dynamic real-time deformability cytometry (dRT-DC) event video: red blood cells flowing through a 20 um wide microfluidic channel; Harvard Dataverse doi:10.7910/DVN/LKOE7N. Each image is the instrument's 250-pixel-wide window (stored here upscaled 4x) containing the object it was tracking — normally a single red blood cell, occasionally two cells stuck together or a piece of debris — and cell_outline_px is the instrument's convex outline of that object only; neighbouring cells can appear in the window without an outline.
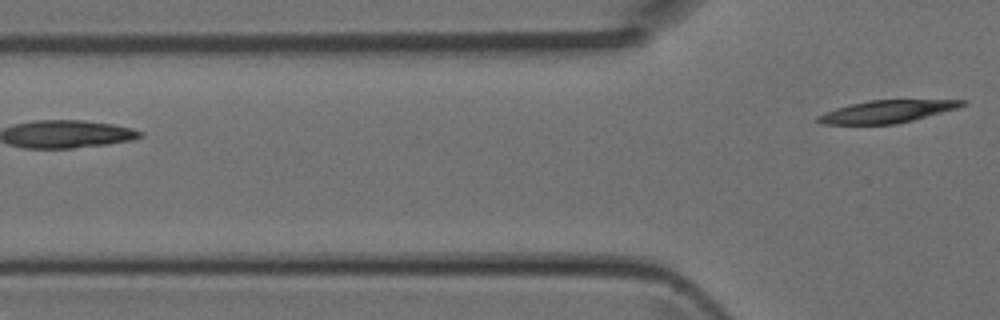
{"species": "Egyptian fruit bat (a non-hibernating species)", "species_latin": "Rousettus aegyptiacus", "temperature_condition": "room temperature", "stored_images_in_passage": 6, "camera_frame_rate_fps": 3000, "um_per_image_px": 0.085, "animal": {"sex": "female"}, "frame": {"image": 1, "passage_image": 6, "time_ms": 1.667, "image_size_px": [1000, 320], "cell_outline_px": [[968, 104], [960, 108], [896, 124], [824, 124], [816, 120], [816, 116], [836, 108], [852, 104], [872, 100], [968, 100]], "centroid_in_image_um": [75.46, 9.48], "position_along_channel_um": 50.3, "area_um2": 18.79}}